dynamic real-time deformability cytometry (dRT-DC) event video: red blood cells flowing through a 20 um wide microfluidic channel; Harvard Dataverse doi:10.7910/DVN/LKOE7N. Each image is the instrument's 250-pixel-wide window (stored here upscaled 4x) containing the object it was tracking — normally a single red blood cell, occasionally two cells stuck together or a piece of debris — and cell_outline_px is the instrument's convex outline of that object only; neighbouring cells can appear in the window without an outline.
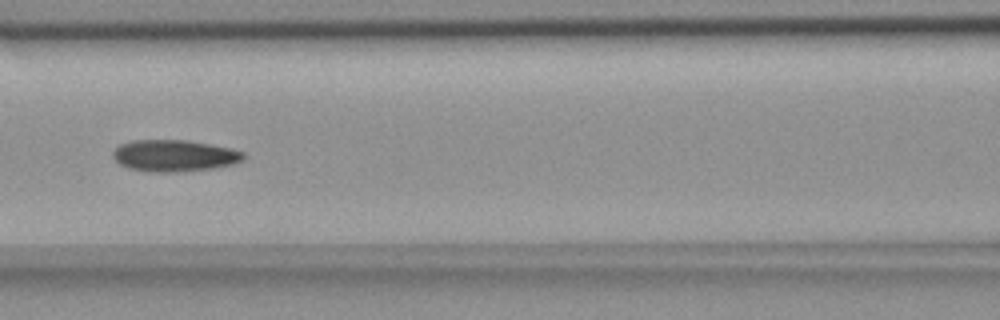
{"species": "common noctule bat (a hibernating species)", "species_latin": "Nyctalus noctula", "temperature_condition": "room temperature", "stored_images_in_passage": 8, "camera_frame_rate_fps": 3000, "um_per_image_px": 0.085, "animal": {"sex": "female", "body_mass_g": 18.4}, "frame": {"image": 1, "passage_image": 6, "time_ms": 1.667, "image_size_px": [1000, 320], "cell_outline_px": [[244, 160], [232, 164], [212, 168], [176, 172], [152, 172], [128, 168], [120, 164], [112, 156], [112, 152], [120, 144], [132, 140], [188, 140], [232, 148], [244, 152]], "centroid_in_image_um": [14.81, 13.22], "position_along_channel_um": 151.8, "area_um2": 24.1}}
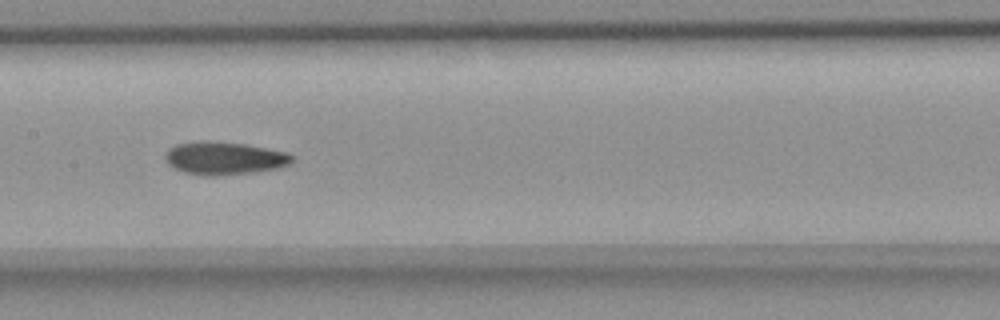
{"frame": {"image": 2, "passage_image": 7, "time_ms": 2.0, "image_size_px": [1000, 320], "cell_outline_px": [[296, 156], [292, 164], [280, 168], [252, 172], [216, 176], [204, 176], [184, 172], [168, 164], [164, 156], [168, 148], [176, 144], [200, 140], [208, 140], [244, 144], [288, 152]], "centroid_in_image_um": [19.1, 13.44], "position_along_channel_um": 188.3, "area_um2": 24.68}}
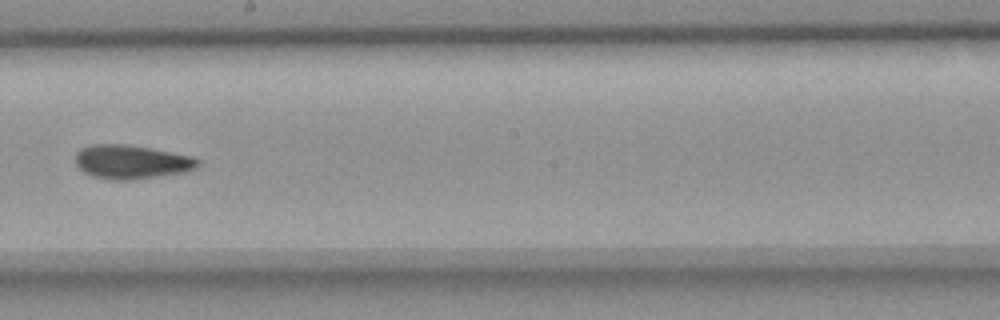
{"frame": {"image": 3, "passage_image": 8, "time_ms": 2.333, "image_size_px": [1000, 320], "cell_outline_px": [[200, 164], [196, 168], [184, 172], [132, 180], [112, 180], [92, 176], [84, 172], [76, 164], [76, 152], [80, 148], [92, 144], [128, 144], [192, 156], [200, 160]], "centroid_in_image_um": [11.16, 13.76], "position_along_channel_um": 237.0, "area_um2": 24.22}}